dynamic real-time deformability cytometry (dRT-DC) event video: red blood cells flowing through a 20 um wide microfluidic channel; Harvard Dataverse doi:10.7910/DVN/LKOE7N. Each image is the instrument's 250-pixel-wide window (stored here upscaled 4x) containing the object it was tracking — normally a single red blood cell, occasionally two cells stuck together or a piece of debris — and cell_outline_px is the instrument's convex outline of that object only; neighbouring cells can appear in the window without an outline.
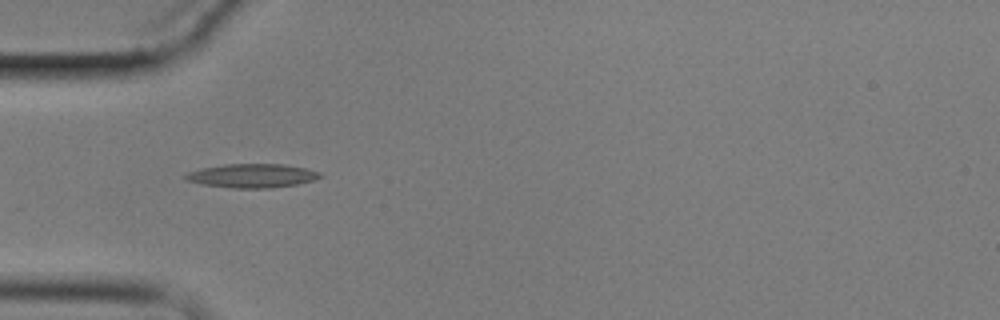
{"species": "common noctule bat (a hibernating species)", "species_latin": "Nyctalus noctula", "temperature_condition": "cold", "stored_images_in_passage": 4, "camera_frame_rate_fps": 3000, "um_per_image_px": 0.085, "animal": {"sex": "male", "body_mass_g": 17.9}, "frame": {"image": 1, "passage_image": 3, "time_ms": 2.667, "image_size_px": [1000, 320], "cell_outline_px": [[324, 176], [312, 180], [296, 184], [272, 188], [232, 188], [204, 184], [188, 180], [184, 176], [188, 172], [200, 168], [224, 164], [284, 164], [304, 168], [320, 172]], "centroid_in_image_um": [21.44, 14.93], "position_along_channel_um": 63.6, "area_um2": 18.55}}
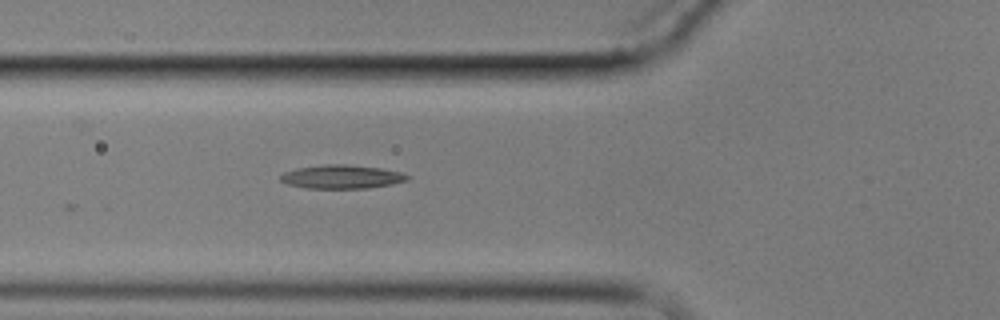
{"frame": {"image": 2, "passage_image": 4, "time_ms": 3.667, "image_size_px": [1000, 320], "cell_outline_px": [[412, 176], [408, 180], [392, 184], [368, 188], [304, 188], [288, 184], [280, 180], [280, 176], [284, 172], [296, 168], [328, 164], [344, 164], [380, 168], [400, 172]], "centroid_in_image_um": [29.06, 15.03], "position_along_channel_um": 96.7, "area_um2": 17.46}}